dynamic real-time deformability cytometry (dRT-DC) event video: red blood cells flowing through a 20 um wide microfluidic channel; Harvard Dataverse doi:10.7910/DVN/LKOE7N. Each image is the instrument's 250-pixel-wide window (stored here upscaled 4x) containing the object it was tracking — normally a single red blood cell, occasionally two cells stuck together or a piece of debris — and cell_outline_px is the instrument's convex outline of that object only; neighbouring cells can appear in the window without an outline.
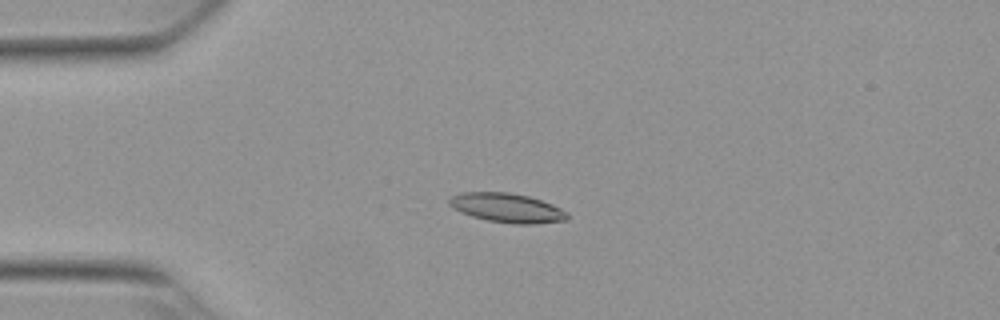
{"species": "Egyptian fruit bat (a non-hibernating species)", "species_latin": "Rousettus aegyptiacus", "temperature_condition": "warm", "stored_images_in_passage": 26, "camera_frame_rate_fps": 3000, "um_per_image_px": 0.085, "animal": {"sex": "female"}, "frame": {"image": 1, "passage_image": 13, "time_ms": 4.0, "image_size_px": [1000, 320], "cell_outline_px": [[568, 216], [564, 220], [536, 224], [512, 224], [488, 220], [472, 216], [460, 212], [452, 208], [448, 204], [448, 200], [452, 196], [460, 192], [508, 192], [528, 196], [552, 204], [568, 212]], "centroid_in_image_um": [43.06, 17.66], "position_along_channel_um": 41.9, "area_um2": 20.11}}
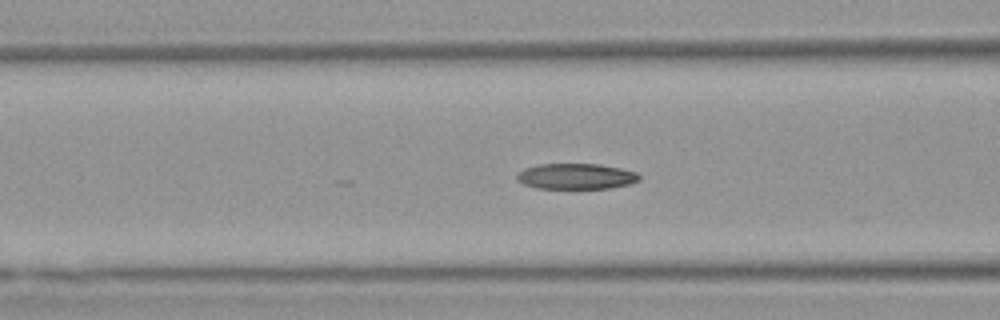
{"frame": {"image": 2, "passage_image": 21, "time_ms": 6.667, "image_size_px": [1000, 320], "cell_outline_px": [[640, 180], [632, 184], [612, 188], [536, 188], [524, 184], [516, 180], [516, 176], [524, 168], [540, 164], [600, 164], [620, 168], [636, 172], [640, 176]], "centroid_in_image_um": [48.99, 14.99], "position_along_channel_um": 117.6, "area_um2": 18.38}}
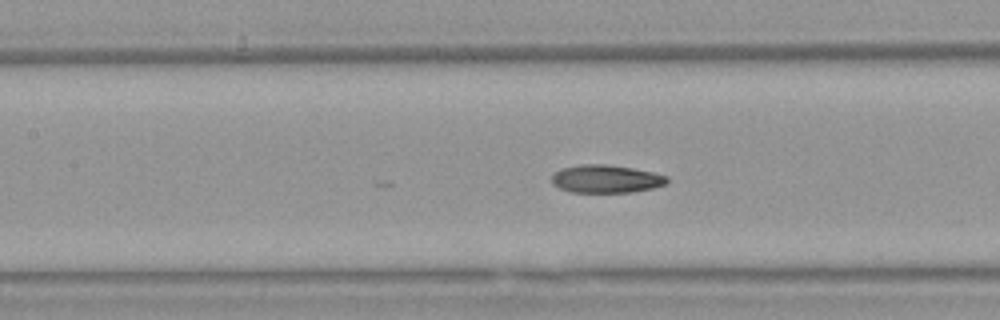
{"frame": {"image": 3, "passage_image": 24, "time_ms": 7.667, "image_size_px": [1000, 320], "cell_outline_px": [[668, 180], [664, 184], [652, 188], [632, 192], [572, 192], [560, 188], [552, 184], [552, 176], [560, 168], [580, 164], [608, 164], [632, 168], [652, 172], [668, 176]], "centroid_in_image_um": [51.49, 15.2], "position_along_channel_um": 155.9, "area_um2": 18.73}}